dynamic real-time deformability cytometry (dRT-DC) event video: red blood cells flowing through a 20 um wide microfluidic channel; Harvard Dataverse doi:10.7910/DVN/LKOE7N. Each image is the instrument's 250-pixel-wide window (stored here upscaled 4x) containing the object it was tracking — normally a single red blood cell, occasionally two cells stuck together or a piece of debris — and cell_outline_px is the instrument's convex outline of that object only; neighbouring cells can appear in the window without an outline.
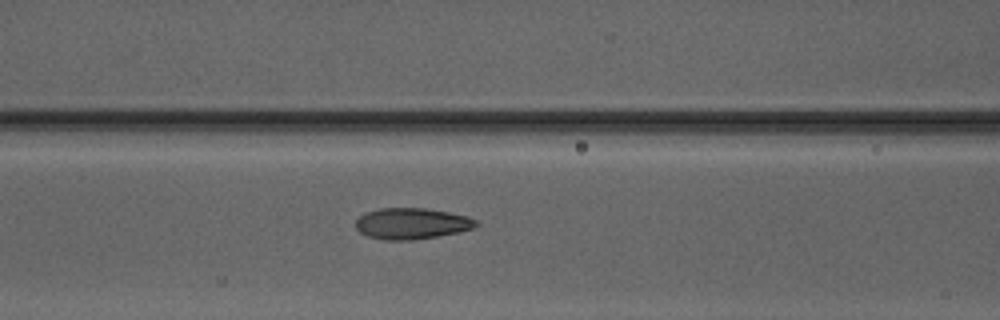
{"species": "Egyptian fruit bat (a non-hibernating species)", "species_latin": "Rousettus aegyptiacus", "temperature_condition": "warm", "stored_images_in_passage": 5, "camera_frame_rate_fps": 3000, "um_per_image_px": 0.085, "animal": {"sex": "male"}, "frame": {"image": 1, "passage_image": 5, "time_ms": 5.333, "image_size_px": [1000, 320], "cell_outline_px": [[480, 224], [472, 228], [460, 232], [412, 240], [384, 240], [368, 236], [360, 232], [356, 228], [356, 220], [364, 212], [380, 208], [424, 208], [448, 212], [468, 216], [476, 220]], "centroid_in_image_um": [34.99, 19.0], "position_along_channel_um": 131.6, "area_um2": 21.85}}